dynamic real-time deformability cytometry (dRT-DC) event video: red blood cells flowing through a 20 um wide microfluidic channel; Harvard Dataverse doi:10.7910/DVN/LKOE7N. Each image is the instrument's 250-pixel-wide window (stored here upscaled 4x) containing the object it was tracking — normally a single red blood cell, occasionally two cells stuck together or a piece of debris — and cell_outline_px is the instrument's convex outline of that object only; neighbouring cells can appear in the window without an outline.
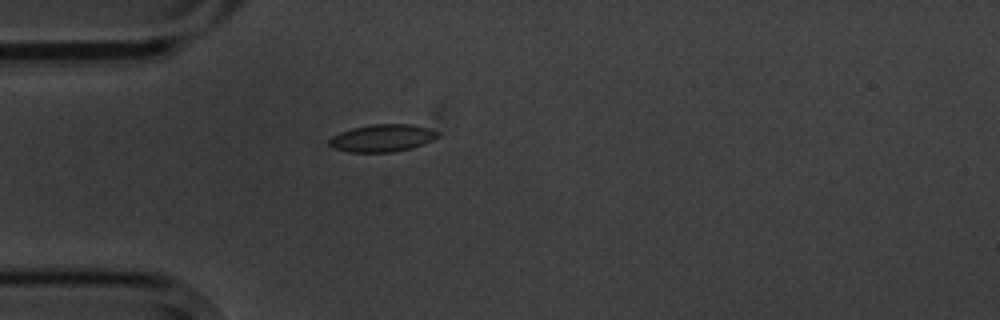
{"species": "common noctule bat (a hibernating species)", "species_latin": "Nyctalus noctula", "temperature_condition": "cold", "stored_images_in_passage": 5, "camera_frame_rate_fps": 3000, "um_per_image_px": 0.085, "animal": {"sex": "male", "body_mass_g": 20.1, "forearm_length_mm": 53.5}, "frame": {"image": 1, "passage_image": 5, "time_ms": 5.667, "image_size_px": [1000, 320], "cell_outline_px": [[440, 136], [424, 144], [412, 148], [392, 152], [348, 152], [332, 148], [328, 144], [328, 140], [332, 136], [340, 132], [352, 128], [372, 124], [412, 124], [428, 128], [440, 132]], "centroid_in_image_um": [32.49, 11.73], "position_along_channel_um": 52.5, "area_um2": 17.51}}